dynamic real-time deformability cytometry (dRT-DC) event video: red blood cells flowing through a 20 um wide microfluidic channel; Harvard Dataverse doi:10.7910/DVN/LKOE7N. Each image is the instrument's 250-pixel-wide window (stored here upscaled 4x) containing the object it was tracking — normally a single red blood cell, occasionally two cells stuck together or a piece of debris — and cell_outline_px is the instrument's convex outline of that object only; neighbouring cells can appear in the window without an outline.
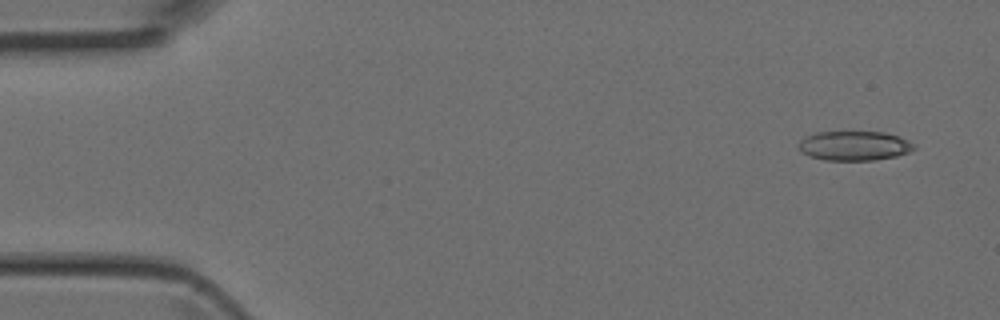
{"species": "Egyptian fruit bat (a non-hibernating species)", "species_latin": "Rousettus aegyptiacus", "temperature_condition": "room temperature", "stored_images_in_passage": 5, "camera_frame_rate_fps": 3000, "um_per_image_px": 0.085, "animal": {"sex": "female"}, "frame": {"image": 1, "passage_image": 1, "time_ms": 0.0, "image_size_px": [1000, 320], "cell_outline_px": [[916, 148], [908, 152], [896, 156], [876, 160], [824, 160], [808, 156], [800, 152], [796, 148], [796, 144], [804, 136], [816, 132], [884, 132], [900, 136], [916, 144]], "centroid_in_image_um": [72.57, 12.39], "position_along_channel_um": 12.4, "area_um2": 20.23}}
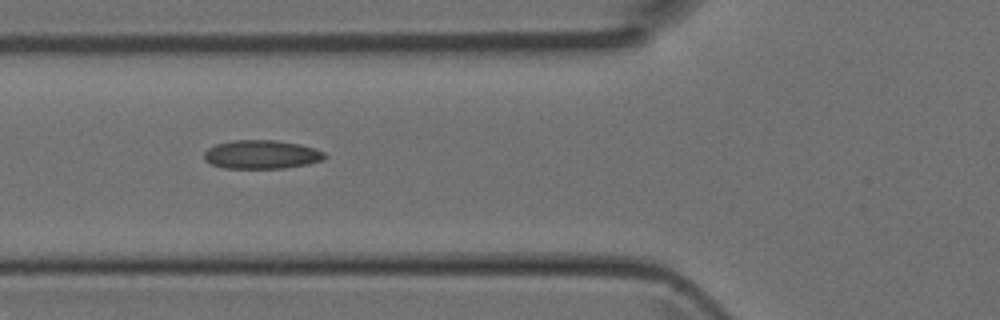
{"frame": {"image": 2, "passage_image": 5, "time_ms": 1.333, "image_size_px": [1000, 320], "cell_outline_px": [[328, 156], [324, 160], [308, 164], [284, 168], [224, 168], [212, 164], [204, 160], [204, 152], [208, 148], [216, 144], [232, 140], [276, 140], [300, 144], [324, 152]], "centroid_in_image_um": [22.24, 13.13], "position_along_channel_um": 103.6, "area_um2": 20.23}}